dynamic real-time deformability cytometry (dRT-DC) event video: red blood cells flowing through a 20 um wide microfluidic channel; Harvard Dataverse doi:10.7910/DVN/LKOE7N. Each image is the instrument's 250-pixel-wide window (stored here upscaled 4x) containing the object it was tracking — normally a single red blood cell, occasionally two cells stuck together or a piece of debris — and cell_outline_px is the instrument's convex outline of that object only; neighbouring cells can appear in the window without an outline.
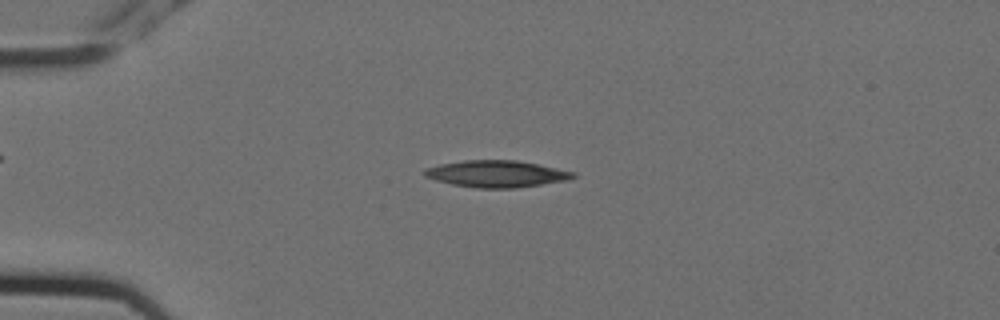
{"species": "Egyptian fruit bat (a non-hibernating species)", "species_latin": "Rousettus aegyptiacus", "temperature_condition": "cold", "stored_images_in_passage": 3, "camera_frame_rate_fps": 3000, "um_per_image_px": 0.085, "animal": {"sex": "female"}, "frame": {"image": 1, "passage_image": 2, "time_ms": 0.333, "image_size_px": [1000, 320], "cell_outline_px": [[576, 176], [568, 180], [516, 188], [476, 188], [452, 184], [436, 180], [424, 176], [424, 168], [440, 164], [464, 160], [516, 160], [576, 172]], "centroid_in_image_um": [42.19, 14.78], "position_along_channel_um": 42.8, "area_um2": 23.12}}